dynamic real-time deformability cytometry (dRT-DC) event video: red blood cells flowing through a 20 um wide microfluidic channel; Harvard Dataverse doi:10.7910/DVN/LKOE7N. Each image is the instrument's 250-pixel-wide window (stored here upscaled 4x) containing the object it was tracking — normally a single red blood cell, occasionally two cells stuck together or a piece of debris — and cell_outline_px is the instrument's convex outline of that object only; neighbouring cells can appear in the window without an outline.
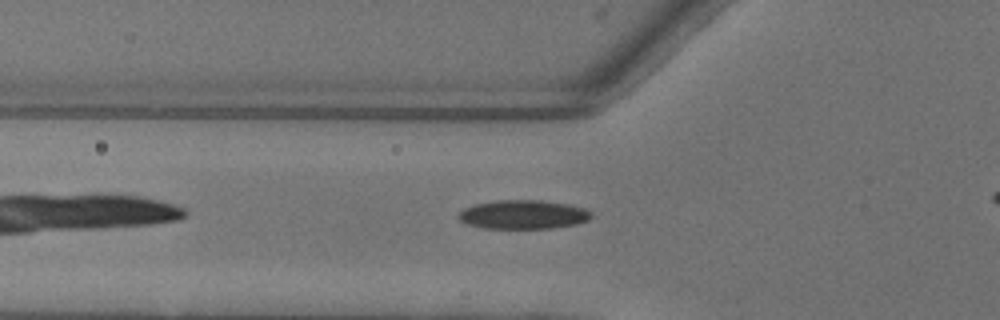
{"species": "common noctule bat (a hibernating species)", "species_latin": "Nyctalus noctula", "temperature_condition": "warm", "stored_images_in_passage": 33, "camera_frame_rate_fps": 3000, "um_per_image_px": 0.085, "animal": {"sex": "female"}, "frame": {"image": 1, "passage_image": 5, "time_ms": 1.333, "image_size_px": [1000, 320], "cell_outline_px": [[592, 216], [588, 220], [576, 224], [552, 228], [484, 228], [468, 224], [460, 220], [460, 212], [464, 208], [476, 204], [496, 200], [540, 200], [568, 204], [584, 208], [592, 212]], "centroid_in_image_um": [44.51, 18.23], "position_along_channel_um": 81.3, "area_um2": 22.2}}
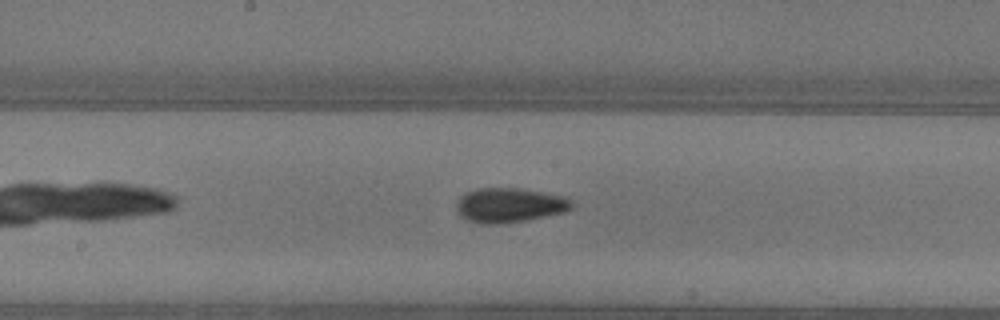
{"frame": {"image": 2, "passage_image": 14, "time_ms": 4.333, "image_size_px": [1000, 320], "cell_outline_px": [[572, 208], [564, 212], [524, 220], [500, 224], [480, 224], [468, 220], [460, 216], [456, 208], [456, 204], [460, 196], [476, 188], [520, 188], [568, 196], [572, 200]], "centroid_in_image_um": [43.31, 17.43], "position_along_channel_um": 204.9, "area_um2": 23.35}}
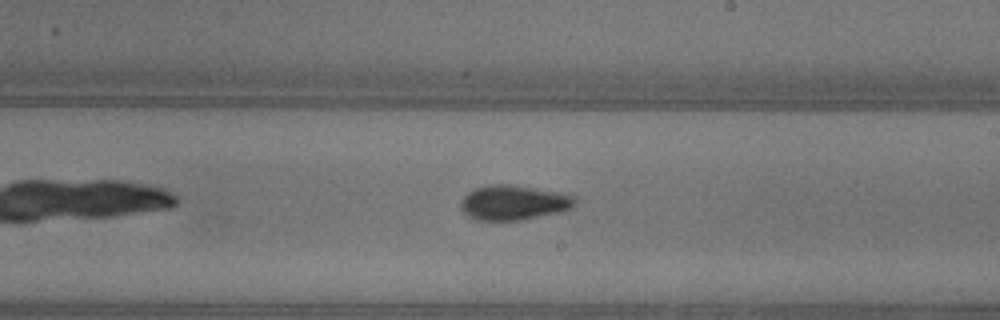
{"frame": {"image": 3, "passage_image": 17, "time_ms": 5.333, "image_size_px": [1000, 320], "cell_outline_px": [[576, 196], [572, 208], [560, 212], [520, 220], [476, 220], [468, 216], [464, 212], [460, 204], [460, 200], [468, 192], [476, 188], [488, 184], [512, 184], [564, 192]], "centroid_in_image_um": [43.67, 17.2], "position_along_channel_um": 245.3, "area_um2": 23.41}, "authors_computed_cell_mechanics": {"area_um2": 21.386, "velocity_mm_per_s": 4.0774, "shape_relaxation_time_tau1_ms": 3.5864, "shape_relaxation_time_tau2_ms": 1.9061, "deformation_change_tau1": 0.139, "deformation_change_tau2": 0.064}}